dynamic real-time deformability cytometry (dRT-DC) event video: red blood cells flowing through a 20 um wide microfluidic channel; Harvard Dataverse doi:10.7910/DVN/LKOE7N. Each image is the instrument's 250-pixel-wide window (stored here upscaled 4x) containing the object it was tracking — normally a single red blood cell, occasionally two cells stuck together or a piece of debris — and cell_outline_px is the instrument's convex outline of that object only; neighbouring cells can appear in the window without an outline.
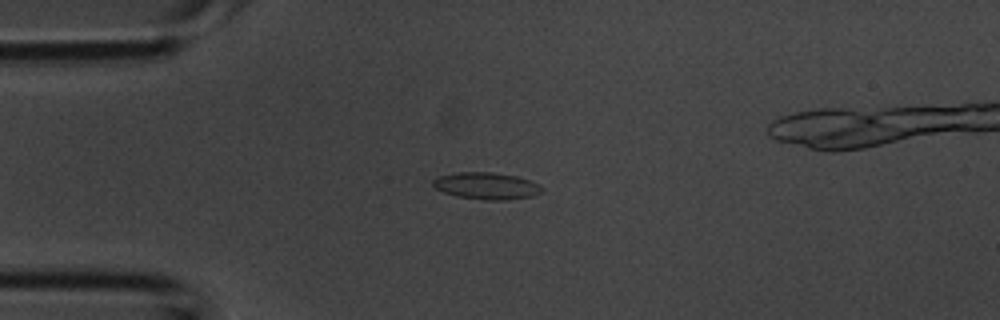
{"species": "common noctule bat (a hibernating species)", "species_latin": "Nyctalus noctula", "temperature_condition": "room temperature", "stored_images_in_passage": 3, "camera_frame_rate_fps": 3000, "um_per_image_px": 0.085, "animal": {"sex": "male", "body_mass_g": 20.1, "forearm_length_mm": 53.5}, "frame": {"image": 1, "passage_image": 3, "time_ms": 0.667, "image_size_px": [1000, 320], "cell_outline_px": [[544, 188], [540, 192], [532, 196], [504, 200], [484, 200], [456, 196], [444, 192], [436, 188], [432, 184], [432, 180], [440, 176], [456, 172], [492, 172], [516, 176], [540, 184]], "centroid_in_image_um": [41.35, 15.8], "position_along_channel_um": 43.7, "area_um2": 16.99}}